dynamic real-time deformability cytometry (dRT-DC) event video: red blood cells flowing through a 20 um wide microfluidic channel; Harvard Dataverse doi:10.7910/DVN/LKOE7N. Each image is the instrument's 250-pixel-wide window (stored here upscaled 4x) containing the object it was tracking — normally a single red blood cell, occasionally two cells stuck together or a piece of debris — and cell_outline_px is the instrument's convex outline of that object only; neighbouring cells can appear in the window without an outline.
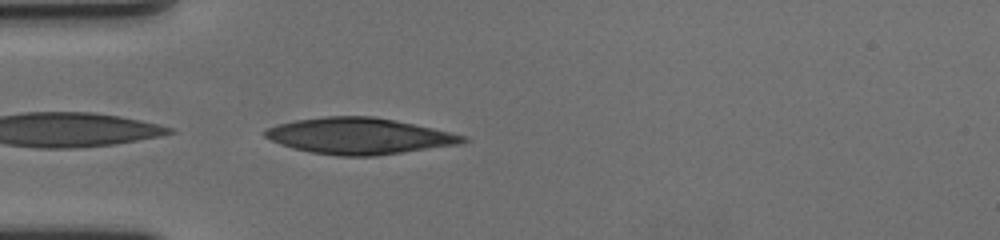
{"species": "human", "species_latin": "Homo sapiens", "temperature_condition": "cold", "stored_images_in_passage": 40, "camera_frame_rate_fps": 3000, "um_per_image_px": 0.085, "donor": {"sex": "female"}, "frame": {"image": 1, "passage_image": 1, "time_ms": 0.0, "image_size_px": [1000, 240], "cell_outline_px": [[468, 140], [460, 144], [376, 156], [340, 156], [312, 152], [292, 148], [280, 144], [264, 136], [260, 132], [264, 128], [276, 124], [296, 120], [324, 116], [372, 116], [396, 120], [468, 136]], "centroid_in_image_um": [30.49, 11.55], "position_along_channel_um": 54.5, "area_um2": 41.91}}
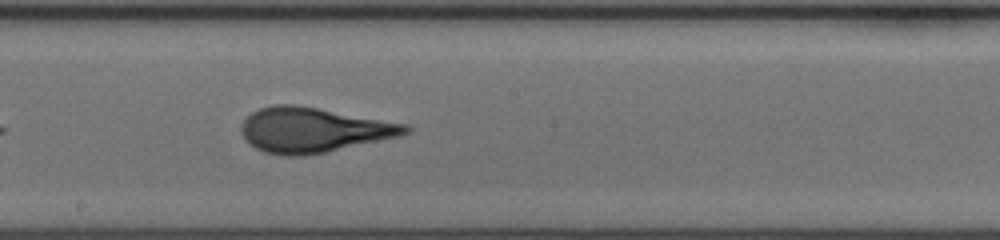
{"frame": {"image": 2, "passage_image": 16, "time_ms": 5.0, "image_size_px": [1000, 240], "cell_outline_px": [[412, 128], [408, 132], [396, 136], [324, 152], [300, 156], [284, 156], [264, 152], [248, 144], [240, 132], [240, 124], [252, 112], [260, 108], [276, 104], [292, 104], [316, 108], [408, 124]], "centroid_in_image_um": [26.55, 11.04], "position_along_channel_um": 221.7, "area_um2": 42.37}}
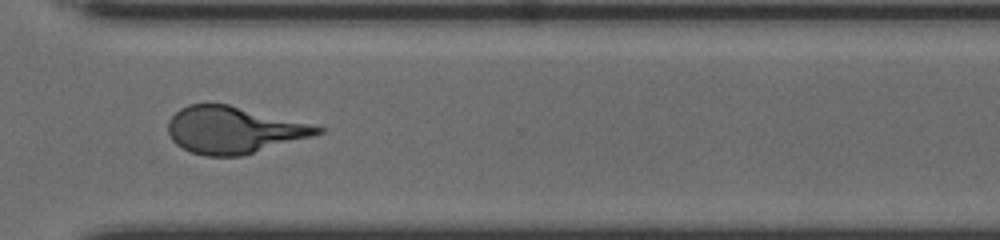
{"frame": {"image": 3, "passage_image": 27, "time_ms": 8.667, "image_size_px": [1000, 240], "cell_outline_px": [[324, 132], [312, 136], [240, 156], [204, 156], [192, 152], [176, 144], [172, 140], [168, 132], [168, 120], [180, 108], [188, 104], [228, 104], [324, 128]], "centroid_in_image_um": [19.79, 11.05], "position_along_channel_um": 350.8, "area_um2": 40.11}, "authors_computed_cell_mechanics": {"area_um2": 41.5004, "velocity_mm_per_s": 3.508, "shape_relaxation_time_tau1_ms": 7.4227, "shape_relaxation_time_tau2_ms": 1.1106, "deformation_change_tau1": 0.2544, "deformation_change_tau2": 0.0789}}